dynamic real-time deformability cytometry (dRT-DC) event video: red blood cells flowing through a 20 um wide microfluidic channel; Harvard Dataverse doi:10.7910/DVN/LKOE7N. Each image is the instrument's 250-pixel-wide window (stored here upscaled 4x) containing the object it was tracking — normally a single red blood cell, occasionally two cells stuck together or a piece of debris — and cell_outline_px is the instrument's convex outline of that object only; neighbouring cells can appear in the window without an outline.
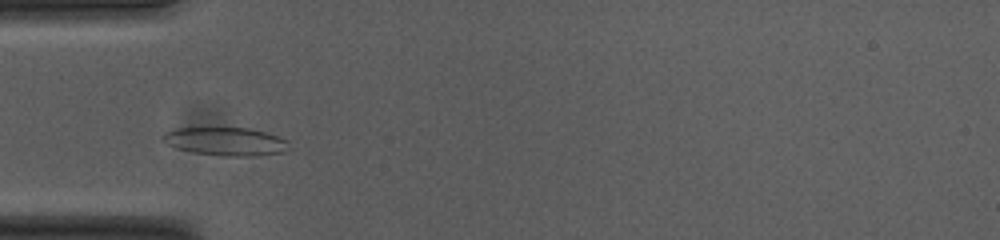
{"species": "common noctule bat (a hibernating species)", "species_latin": "Nyctalus noctula", "temperature_condition": "cold", "stored_images_in_passage": 40, "camera_frame_rate_fps": 3000, "um_per_image_px": 0.085, "animal": {"sex": "female", "body_mass_g": 23.0, "forearm_length_mm": 53.4}, "frame": {"image": 1, "passage_image": 9, "time_ms": 2.667, "image_size_px": [1000, 240], "cell_outline_px": [[288, 148], [284, 152], [256, 156], [224, 156], [196, 152], [176, 148], [160, 140], [160, 136], [164, 132], [176, 128], [252, 128], [288, 140]], "centroid_in_image_um": [19.16, 12.02], "position_along_channel_um": 65.8, "area_um2": 20.75}}
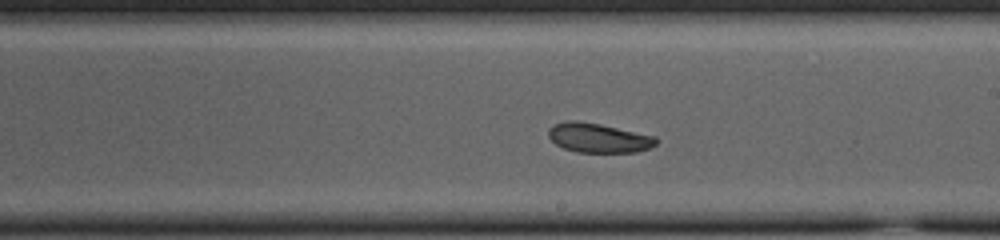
{"frame": {"image": 2, "passage_image": 23, "time_ms": 7.333, "image_size_px": [1000, 240], "cell_outline_px": [[660, 140], [656, 144], [648, 148], [636, 152], [576, 152], [564, 148], [556, 144], [548, 136], [548, 128], [552, 124], [568, 120], [576, 120], [600, 124], [656, 136]], "centroid_in_image_um": [50.86, 11.71], "position_along_channel_um": 238.1, "area_um2": 18.55}}
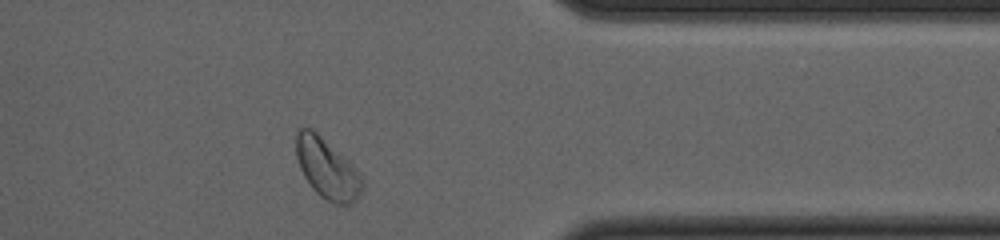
{"frame": {"image": 3, "passage_image": 36, "time_ms": 11.667, "image_size_px": [1000, 240], "cell_outline_px": [[364, 188], [360, 196], [352, 204], [332, 204], [320, 196], [312, 188], [304, 176], [300, 168], [296, 156], [296, 132], [300, 128], [312, 128], [356, 172], [364, 184]], "centroid_in_image_um": [27.76, 14.39], "position_along_channel_um": 383.6, "area_um2": 22.37}, "authors_computed_cell_mechanics": {"area_um2": 19.941, "velocity_mm_per_s": 3.7009, "shape_relaxation_time_tau1_ms": null, "shape_relaxation_time_tau2_ms": 8.5897, "deformation_change_tau1": null, "deformation_change_tau2": 0.143}}